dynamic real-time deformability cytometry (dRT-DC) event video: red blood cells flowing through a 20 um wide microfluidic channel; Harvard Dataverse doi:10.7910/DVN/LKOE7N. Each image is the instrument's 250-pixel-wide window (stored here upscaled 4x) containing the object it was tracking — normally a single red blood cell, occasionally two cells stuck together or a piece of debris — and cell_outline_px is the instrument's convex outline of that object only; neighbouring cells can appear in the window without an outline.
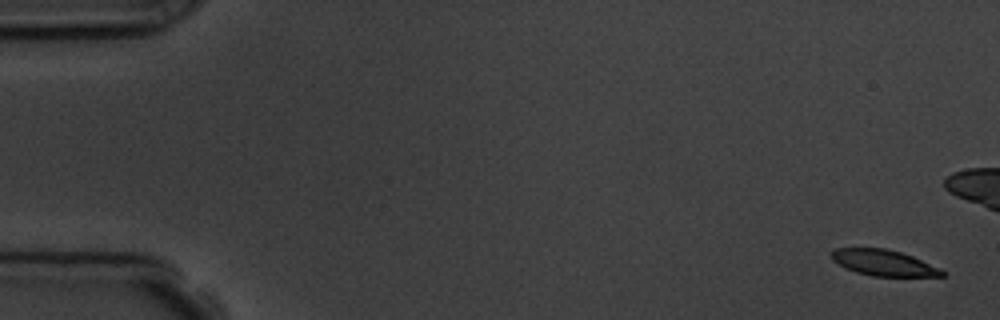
{"species": "common noctule bat (a hibernating species)", "species_latin": "Nyctalus noctula", "temperature_condition": "room temperature", "stored_images_in_passage": 4, "camera_frame_rate_fps": 3000, "um_per_image_px": 0.085, "animal": {"sex": "male", "body_mass_g": 19.5, "forearm_length_mm": 54.6}, "frame": {"image": 1, "passage_image": 1, "time_ms": 0.0, "image_size_px": [1000, 320], "cell_outline_px": [[944, 276], [872, 276], [856, 272], [844, 268], [832, 260], [832, 252], [836, 248], [884, 248], [900, 252], [912, 256], [940, 268], [944, 272]], "centroid_in_image_um": [75.09, 22.34], "position_along_channel_um": 9.9, "area_um2": 16.59}}